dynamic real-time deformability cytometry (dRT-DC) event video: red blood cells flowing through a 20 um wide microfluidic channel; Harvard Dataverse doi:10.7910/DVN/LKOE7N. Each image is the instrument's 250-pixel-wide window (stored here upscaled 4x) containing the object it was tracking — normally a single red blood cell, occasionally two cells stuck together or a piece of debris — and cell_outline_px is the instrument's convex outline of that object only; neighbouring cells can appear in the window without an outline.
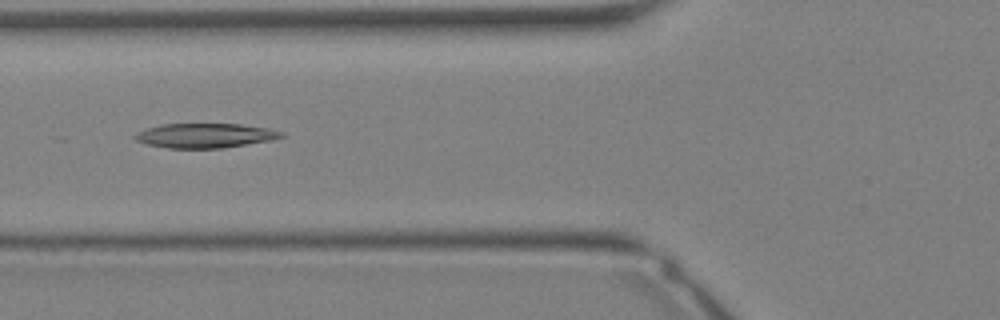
{"species": "Egyptian fruit bat (a non-hibernating species)", "species_latin": "Rousettus aegyptiacus", "temperature_condition": "warm", "stored_images_in_passage": 28, "camera_frame_rate_fps": 3000, "um_per_image_px": 0.085, "animal": {"sex": "female"}, "frame": {"image": 1, "passage_image": 7, "time_ms": 2.0, "image_size_px": [1000, 320], "cell_outline_px": [[284, 136], [272, 140], [224, 148], [168, 148], [148, 144], [136, 140], [132, 136], [148, 128], [164, 124], [240, 124], [268, 128], [284, 132]], "centroid_in_image_um": [17.48, 11.52], "position_along_channel_um": 108.3, "area_um2": 20.75}}
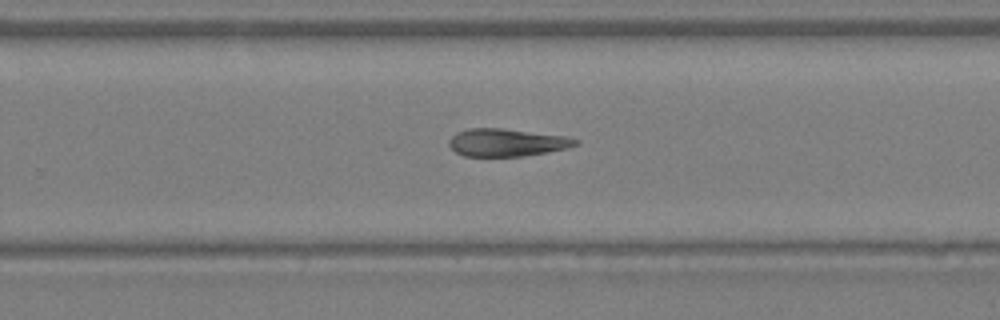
{"frame": {"image": 2, "passage_image": 16, "time_ms": 5.0, "image_size_px": [1000, 320], "cell_outline_px": [[580, 144], [568, 148], [524, 156], [464, 156], [456, 152], [448, 144], [448, 140], [456, 132], [468, 128], [500, 128], [568, 136], [580, 140]], "centroid_in_image_um": [43.1, 12.11], "position_along_channel_um": 286.7, "area_um2": 20.52}}
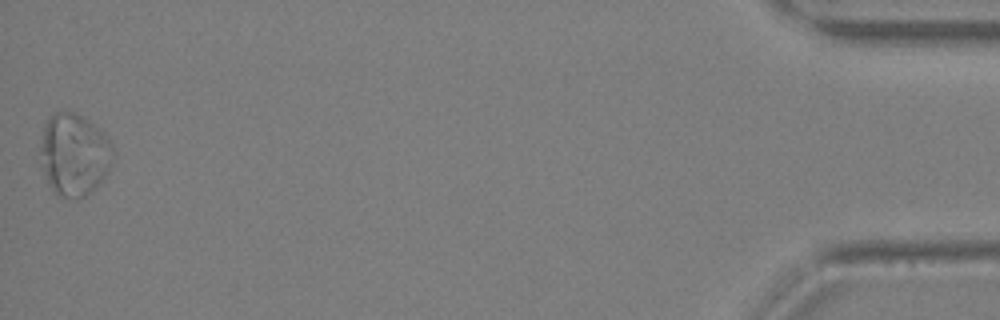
{"frame": {"image": 3, "passage_image": 28, "time_ms": 9.0, "image_size_px": [1000, 320], "cell_outline_px": [[112, 152], [108, 172], [104, 180], [92, 192], [84, 196], [60, 196], [52, 192], [48, 184], [44, 172], [40, 152], [40, 148], [44, 120], [48, 116], [56, 112], [76, 112], [96, 124], [112, 144]], "centroid_in_image_um": [6.29, 13.11], "position_along_channel_um": 428.9, "area_um2": 34.97}}